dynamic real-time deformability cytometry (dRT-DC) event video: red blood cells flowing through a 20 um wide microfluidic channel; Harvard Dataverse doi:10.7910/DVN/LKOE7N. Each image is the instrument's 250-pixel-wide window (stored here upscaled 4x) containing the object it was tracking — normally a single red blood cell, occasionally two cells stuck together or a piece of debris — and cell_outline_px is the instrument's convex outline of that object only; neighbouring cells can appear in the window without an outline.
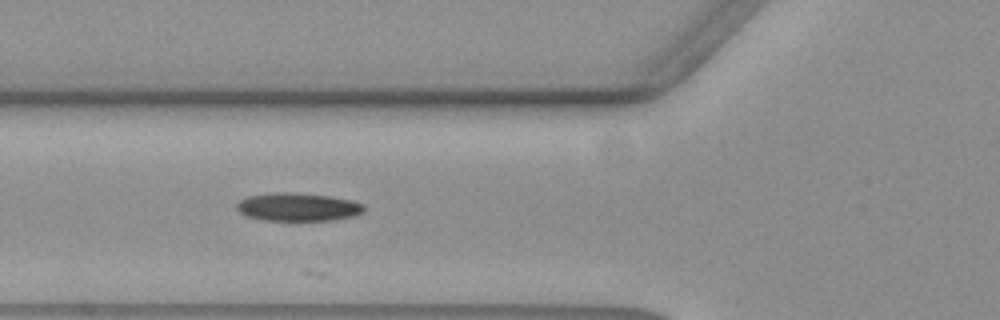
{"species": "common noctule bat (a hibernating species)", "species_latin": "Nyctalus noctula", "temperature_condition": "warm", "stored_images_in_passage": 39, "camera_frame_rate_fps": 3000, "um_per_image_px": 0.085, "animal": {"sex": "female", "body_mass_g": 19.3, "forearm_length_mm": 54.1}, "frame": {"image": 1, "passage_image": 2, "time_ms": 0.333, "image_size_px": [1000, 320], "cell_outline_px": [[364, 212], [352, 216], [328, 220], [268, 220], [248, 216], [240, 212], [236, 208], [236, 200], [248, 196], [268, 192], [296, 192], [332, 196], [352, 200], [364, 204]], "centroid_in_image_um": [25.3, 17.56], "position_along_channel_um": 100.5, "area_um2": 21.04}}
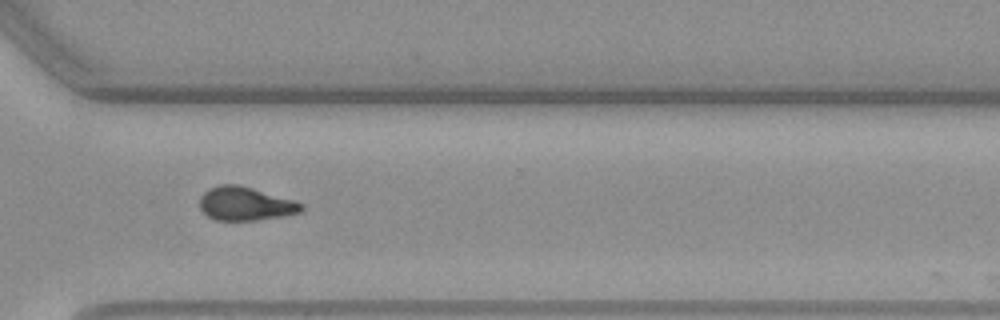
{"frame": {"image": 2, "passage_image": 23, "time_ms": 7.333, "image_size_px": [1000, 320], "cell_outline_px": [[304, 208], [300, 212], [280, 216], [252, 220], [216, 220], [208, 216], [200, 208], [200, 196], [208, 188], [220, 184], [240, 184], [296, 200], [304, 204]], "centroid_in_image_um": [20.86, 17.29], "position_along_channel_um": 349.7, "area_um2": 20.0}}
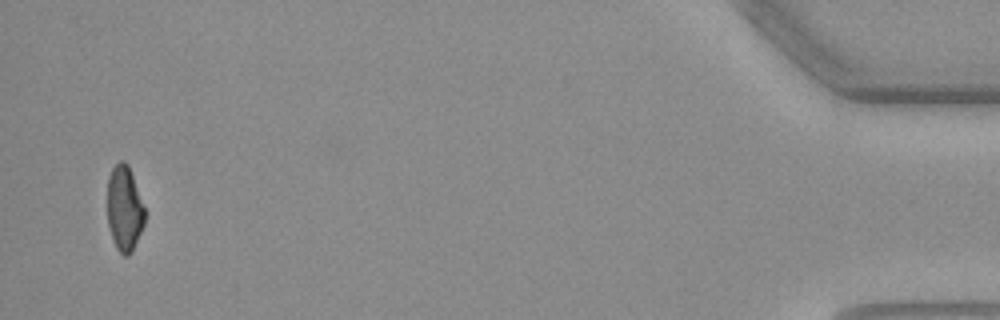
{"frame": {"image": 3, "passage_image": 37, "time_ms": 12.0, "image_size_px": [1000, 320], "cell_outline_px": [[144, 224], [132, 252], [128, 256], [124, 256], [116, 248], [112, 240], [108, 224], [108, 176], [112, 168], [120, 160], [124, 160], [128, 164], [144, 208]], "centroid_in_image_um": [10.56, 17.74], "position_along_channel_um": 424.6, "area_um2": 18.44}}